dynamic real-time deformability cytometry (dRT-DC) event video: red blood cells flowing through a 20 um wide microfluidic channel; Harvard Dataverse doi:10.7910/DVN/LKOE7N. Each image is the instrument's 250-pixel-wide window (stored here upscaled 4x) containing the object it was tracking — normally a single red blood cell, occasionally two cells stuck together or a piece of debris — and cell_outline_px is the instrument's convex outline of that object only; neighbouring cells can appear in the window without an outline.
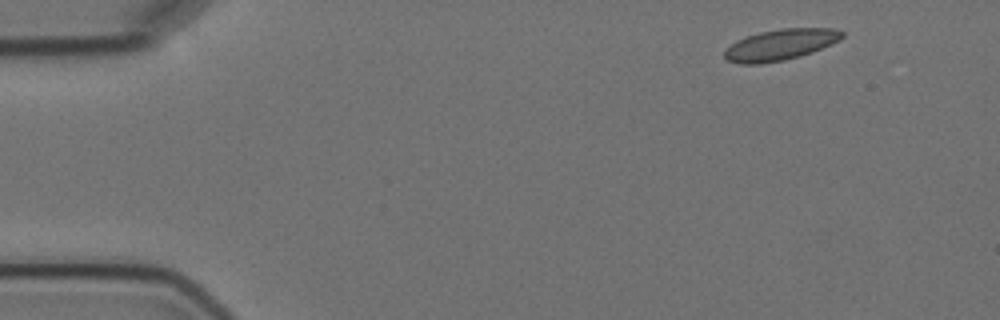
{"species": "Egyptian fruit bat (a non-hibernating species)", "species_latin": "Rousettus aegyptiacus", "temperature_condition": "cold", "stored_images_in_passage": 3, "camera_frame_rate_fps": 3000, "um_per_image_px": 0.085, "animal": {"sex": "female"}, "frame": {"image": 1, "passage_image": 1, "time_ms": 0.0, "image_size_px": [1000, 320], "cell_outline_px": [[844, 36], [840, 40], [812, 52], [800, 56], [784, 60], [760, 64], [740, 64], [728, 60], [724, 56], [724, 52], [736, 40], [760, 32], [780, 28], [836, 28], [844, 32]], "centroid_in_image_um": [66.36, 3.79], "position_along_channel_um": 18.6, "area_um2": 21.21}}